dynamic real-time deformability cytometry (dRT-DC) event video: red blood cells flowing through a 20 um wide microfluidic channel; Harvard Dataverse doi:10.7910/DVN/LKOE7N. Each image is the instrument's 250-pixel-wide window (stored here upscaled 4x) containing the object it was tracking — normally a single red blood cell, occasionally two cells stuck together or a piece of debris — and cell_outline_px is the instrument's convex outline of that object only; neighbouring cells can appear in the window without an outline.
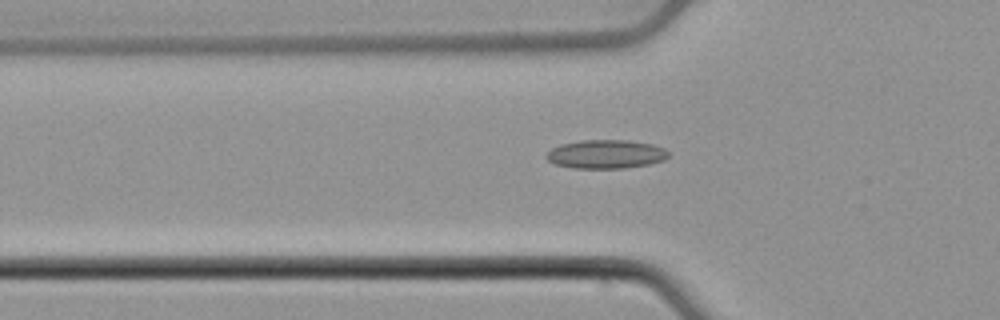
{"species": "common noctule bat (a hibernating species)", "species_latin": "Nyctalus noctula", "temperature_condition": "cold", "stored_images_in_passage": 53, "camera_frame_rate_fps": 3000, "um_per_image_px": 0.085, "animal": {"sex": "male", "body_mass_g": 21.5, "forearm_length_mm": 52.0}, "frame": {"image": 1, "passage_image": 18, "time_ms": 5.667, "image_size_px": [1000, 320], "cell_outline_px": [[668, 156], [664, 160], [648, 164], [624, 168], [572, 168], [556, 164], [548, 160], [544, 156], [552, 148], [560, 144], [580, 140], [628, 140], [652, 144], [664, 148], [668, 152]], "centroid_in_image_um": [51.48, 13.1], "position_along_channel_um": 74.3, "area_um2": 20.4}}
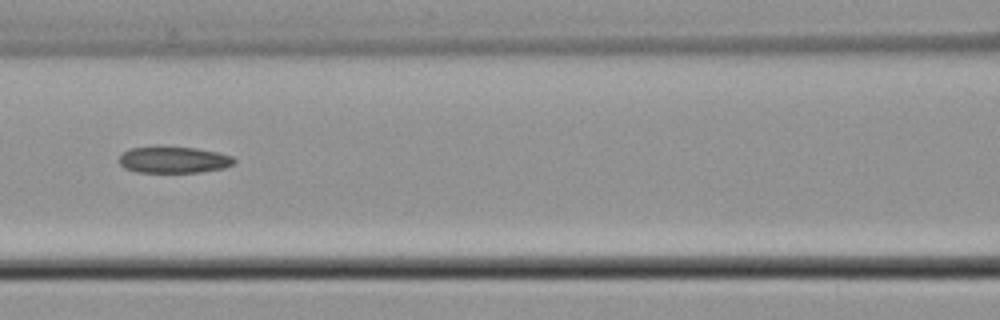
{"frame": {"image": 2, "passage_image": 24, "time_ms": 7.667, "image_size_px": [1000, 320], "cell_outline_px": [[236, 160], [232, 164], [224, 168], [200, 172], [136, 172], [124, 168], [120, 164], [120, 156], [128, 148], [152, 144], [196, 148], [216, 152], [232, 156]], "centroid_in_image_um": [14.7, 13.54], "position_along_channel_um": 151.9, "area_um2": 18.26}}
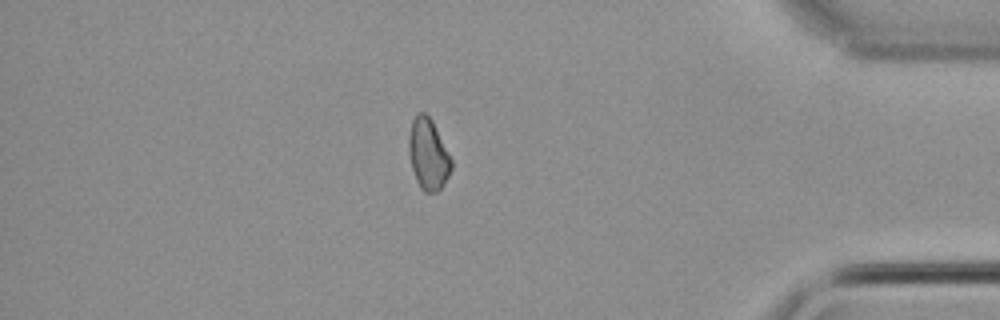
{"frame": {"image": 3, "passage_image": 46, "time_ms": 15.0, "image_size_px": [1000, 320], "cell_outline_px": [[452, 168], [444, 184], [436, 192], [424, 192], [420, 188], [416, 180], [412, 168], [408, 152], [408, 136], [412, 120], [420, 112], [424, 112], [432, 120], [452, 160]], "centroid_in_image_um": [36.38, 13.12], "position_along_channel_um": 398.8, "area_um2": 17.57}}